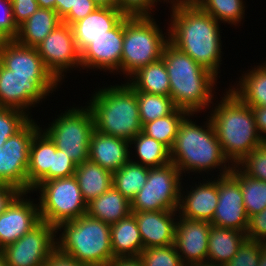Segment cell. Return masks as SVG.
Listing matches in <instances>:
<instances>
[{
  "label": "cell",
  "mask_w": 266,
  "mask_h": 266,
  "mask_svg": "<svg viewBox=\"0 0 266 266\" xmlns=\"http://www.w3.org/2000/svg\"><path fill=\"white\" fill-rule=\"evenodd\" d=\"M170 10L169 41L219 77L223 53L221 24L195 3Z\"/></svg>",
  "instance_id": "1"
},
{
  "label": "cell",
  "mask_w": 266,
  "mask_h": 266,
  "mask_svg": "<svg viewBox=\"0 0 266 266\" xmlns=\"http://www.w3.org/2000/svg\"><path fill=\"white\" fill-rule=\"evenodd\" d=\"M194 114H188L181 122L176 139L170 150L171 162L183 173L204 174L216 168L217 176H223L233 168L222 151L214 127L207 117L201 126L190 119ZM195 172V173H194ZM201 172V173H200ZM203 172V173H202ZM219 174V175H218Z\"/></svg>",
  "instance_id": "2"
},
{
  "label": "cell",
  "mask_w": 266,
  "mask_h": 266,
  "mask_svg": "<svg viewBox=\"0 0 266 266\" xmlns=\"http://www.w3.org/2000/svg\"><path fill=\"white\" fill-rule=\"evenodd\" d=\"M162 58L170 81V97L177 109L199 113L213 104L217 76L179 50L170 41ZM211 103V104H210Z\"/></svg>",
  "instance_id": "3"
},
{
  "label": "cell",
  "mask_w": 266,
  "mask_h": 266,
  "mask_svg": "<svg viewBox=\"0 0 266 266\" xmlns=\"http://www.w3.org/2000/svg\"><path fill=\"white\" fill-rule=\"evenodd\" d=\"M225 94L208 117L224 155L234 166L265 141L256 127L252 107L229 89Z\"/></svg>",
  "instance_id": "4"
},
{
  "label": "cell",
  "mask_w": 266,
  "mask_h": 266,
  "mask_svg": "<svg viewBox=\"0 0 266 266\" xmlns=\"http://www.w3.org/2000/svg\"><path fill=\"white\" fill-rule=\"evenodd\" d=\"M101 88L86 105L95 130L130 142L142 131L136 91L127 82Z\"/></svg>",
  "instance_id": "5"
},
{
  "label": "cell",
  "mask_w": 266,
  "mask_h": 266,
  "mask_svg": "<svg viewBox=\"0 0 266 266\" xmlns=\"http://www.w3.org/2000/svg\"><path fill=\"white\" fill-rule=\"evenodd\" d=\"M56 234V249L79 263L108 266L114 258L110 225L87 214L60 223Z\"/></svg>",
  "instance_id": "6"
},
{
  "label": "cell",
  "mask_w": 266,
  "mask_h": 266,
  "mask_svg": "<svg viewBox=\"0 0 266 266\" xmlns=\"http://www.w3.org/2000/svg\"><path fill=\"white\" fill-rule=\"evenodd\" d=\"M154 16H126L121 55V72L129 78L138 69L162 58L169 42V26L166 33L160 29ZM165 35V36H164Z\"/></svg>",
  "instance_id": "7"
},
{
  "label": "cell",
  "mask_w": 266,
  "mask_h": 266,
  "mask_svg": "<svg viewBox=\"0 0 266 266\" xmlns=\"http://www.w3.org/2000/svg\"><path fill=\"white\" fill-rule=\"evenodd\" d=\"M34 191L40 195L38 207L43 222L57 227L86 215L87 203L74 175L41 182L31 190Z\"/></svg>",
  "instance_id": "8"
},
{
  "label": "cell",
  "mask_w": 266,
  "mask_h": 266,
  "mask_svg": "<svg viewBox=\"0 0 266 266\" xmlns=\"http://www.w3.org/2000/svg\"><path fill=\"white\" fill-rule=\"evenodd\" d=\"M68 108L48 124L43 131L54 142L56 148L71 158L77 165L89 160V144L94 120L87 106Z\"/></svg>",
  "instance_id": "9"
},
{
  "label": "cell",
  "mask_w": 266,
  "mask_h": 266,
  "mask_svg": "<svg viewBox=\"0 0 266 266\" xmlns=\"http://www.w3.org/2000/svg\"><path fill=\"white\" fill-rule=\"evenodd\" d=\"M182 177L172 162L149 168L145 186L131 201V211H178Z\"/></svg>",
  "instance_id": "10"
},
{
  "label": "cell",
  "mask_w": 266,
  "mask_h": 266,
  "mask_svg": "<svg viewBox=\"0 0 266 266\" xmlns=\"http://www.w3.org/2000/svg\"><path fill=\"white\" fill-rule=\"evenodd\" d=\"M59 84L54 77L16 76L0 63V107L23 111L32 118L30 107L42 103Z\"/></svg>",
  "instance_id": "11"
},
{
  "label": "cell",
  "mask_w": 266,
  "mask_h": 266,
  "mask_svg": "<svg viewBox=\"0 0 266 266\" xmlns=\"http://www.w3.org/2000/svg\"><path fill=\"white\" fill-rule=\"evenodd\" d=\"M41 129L31 119L19 132L9 137L0 149V183L10 184L27 192V167L30 145Z\"/></svg>",
  "instance_id": "12"
},
{
  "label": "cell",
  "mask_w": 266,
  "mask_h": 266,
  "mask_svg": "<svg viewBox=\"0 0 266 266\" xmlns=\"http://www.w3.org/2000/svg\"><path fill=\"white\" fill-rule=\"evenodd\" d=\"M46 69L60 83L68 71L81 69V54L77 49L72 27L59 24L35 47Z\"/></svg>",
  "instance_id": "13"
},
{
  "label": "cell",
  "mask_w": 266,
  "mask_h": 266,
  "mask_svg": "<svg viewBox=\"0 0 266 266\" xmlns=\"http://www.w3.org/2000/svg\"><path fill=\"white\" fill-rule=\"evenodd\" d=\"M56 227L41 221L30 232L4 247L1 255L9 266H44L56 250Z\"/></svg>",
  "instance_id": "14"
},
{
  "label": "cell",
  "mask_w": 266,
  "mask_h": 266,
  "mask_svg": "<svg viewBox=\"0 0 266 266\" xmlns=\"http://www.w3.org/2000/svg\"><path fill=\"white\" fill-rule=\"evenodd\" d=\"M218 193V205L210 223L246 233L248 216L239 181L231 173L218 176Z\"/></svg>",
  "instance_id": "15"
},
{
  "label": "cell",
  "mask_w": 266,
  "mask_h": 266,
  "mask_svg": "<svg viewBox=\"0 0 266 266\" xmlns=\"http://www.w3.org/2000/svg\"><path fill=\"white\" fill-rule=\"evenodd\" d=\"M174 247L185 266L207 263L208 237L211 223L192 220L178 214Z\"/></svg>",
  "instance_id": "16"
},
{
  "label": "cell",
  "mask_w": 266,
  "mask_h": 266,
  "mask_svg": "<svg viewBox=\"0 0 266 266\" xmlns=\"http://www.w3.org/2000/svg\"><path fill=\"white\" fill-rule=\"evenodd\" d=\"M123 38L124 19L114 29L107 31V34L93 40L81 53L82 69L121 73Z\"/></svg>",
  "instance_id": "17"
},
{
  "label": "cell",
  "mask_w": 266,
  "mask_h": 266,
  "mask_svg": "<svg viewBox=\"0 0 266 266\" xmlns=\"http://www.w3.org/2000/svg\"><path fill=\"white\" fill-rule=\"evenodd\" d=\"M28 192H21L0 214V240L5 247L30 232L40 222L38 203L27 197Z\"/></svg>",
  "instance_id": "18"
},
{
  "label": "cell",
  "mask_w": 266,
  "mask_h": 266,
  "mask_svg": "<svg viewBox=\"0 0 266 266\" xmlns=\"http://www.w3.org/2000/svg\"><path fill=\"white\" fill-rule=\"evenodd\" d=\"M203 180L202 183H195V187L192 186L190 191L186 189V193L181 186L178 214L192 220L211 222L219 200L218 176L214 180Z\"/></svg>",
  "instance_id": "19"
},
{
  "label": "cell",
  "mask_w": 266,
  "mask_h": 266,
  "mask_svg": "<svg viewBox=\"0 0 266 266\" xmlns=\"http://www.w3.org/2000/svg\"><path fill=\"white\" fill-rule=\"evenodd\" d=\"M132 214L137 220L144 249L174 244L177 211L160 210Z\"/></svg>",
  "instance_id": "20"
},
{
  "label": "cell",
  "mask_w": 266,
  "mask_h": 266,
  "mask_svg": "<svg viewBox=\"0 0 266 266\" xmlns=\"http://www.w3.org/2000/svg\"><path fill=\"white\" fill-rule=\"evenodd\" d=\"M125 17L118 8L98 7L85 18L73 23L71 27L80 54L93 40L114 29Z\"/></svg>",
  "instance_id": "21"
},
{
  "label": "cell",
  "mask_w": 266,
  "mask_h": 266,
  "mask_svg": "<svg viewBox=\"0 0 266 266\" xmlns=\"http://www.w3.org/2000/svg\"><path fill=\"white\" fill-rule=\"evenodd\" d=\"M129 147L127 140L94 130L89 144V160L113 173L130 160L133 151Z\"/></svg>",
  "instance_id": "22"
},
{
  "label": "cell",
  "mask_w": 266,
  "mask_h": 266,
  "mask_svg": "<svg viewBox=\"0 0 266 266\" xmlns=\"http://www.w3.org/2000/svg\"><path fill=\"white\" fill-rule=\"evenodd\" d=\"M0 63L20 77H53L35 47L9 40L0 53Z\"/></svg>",
  "instance_id": "23"
},
{
  "label": "cell",
  "mask_w": 266,
  "mask_h": 266,
  "mask_svg": "<svg viewBox=\"0 0 266 266\" xmlns=\"http://www.w3.org/2000/svg\"><path fill=\"white\" fill-rule=\"evenodd\" d=\"M41 129L34 135L29 152L27 167V192L41 182L49 180V169H53V153L56 146L50 137Z\"/></svg>",
  "instance_id": "24"
},
{
  "label": "cell",
  "mask_w": 266,
  "mask_h": 266,
  "mask_svg": "<svg viewBox=\"0 0 266 266\" xmlns=\"http://www.w3.org/2000/svg\"><path fill=\"white\" fill-rule=\"evenodd\" d=\"M247 239L246 233L211 225L208 237L207 263L226 265Z\"/></svg>",
  "instance_id": "25"
},
{
  "label": "cell",
  "mask_w": 266,
  "mask_h": 266,
  "mask_svg": "<svg viewBox=\"0 0 266 266\" xmlns=\"http://www.w3.org/2000/svg\"><path fill=\"white\" fill-rule=\"evenodd\" d=\"M61 23L62 20L55 10L38 8L18 26L15 41L24 46L36 47Z\"/></svg>",
  "instance_id": "26"
},
{
  "label": "cell",
  "mask_w": 266,
  "mask_h": 266,
  "mask_svg": "<svg viewBox=\"0 0 266 266\" xmlns=\"http://www.w3.org/2000/svg\"><path fill=\"white\" fill-rule=\"evenodd\" d=\"M131 213V202L113 186L87 203L86 214L109 225L126 218Z\"/></svg>",
  "instance_id": "27"
},
{
  "label": "cell",
  "mask_w": 266,
  "mask_h": 266,
  "mask_svg": "<svg viewBox=\"0 0 266 266\" xmlns=\"http://www.w3.org/2000/svg\"><path fill=\"white\" fill-rule=\"evenodd\" d=\"M110 229L114 257H139L144 248L137 220L132 213L110 225Z\"/></svg>",
  "instance_id": "28"
},
{
  "label": "cell",
  "mask_w": 266,
  "mask_h": 266,
  "mask_svg": "<svg viewBox=\"0 0 266 266\" xmlns=\"http://www.w3.org/2000/svg\"><path fill=\"white\" fill-rule=\"evenodd\" d=\"M229 89L250 107H266V62L247 70Z\"/></svg>",
  "instance_id": "29"
},
{
  "label": "cell",
  "mask_w": 266,
  "mask_h": 266,
  "mask_svg": "<svg viewBox=\"0 0 266 266\" xmlns=\"http://www.w3.org/2000/svg\"><path fill=\"white\" fill-rule=\"evenodd\" d=\"M74 176L86 203L113 186V173L90 160L78 164Z\"/></svg>",
  "instance_id": "30"
},
{
  "label": "cell",
  "mask_w": 266,
  "mask_h": 266,
  "mask_svg": "<svg viewBox=\"0 0 266 266\" xmlns=\"http://www.w3.org/2000/svg\"><path fill=\"white\" fill-rule=\"evenodd\" d=\"M127 83L135 91L170 96V81L163 58L138 69Z\"/></svg>",
  "instance_id": "31"
},
{
  "label": "cell",
  "mask_w": 266,
  "mask_h": 266,
  "mask_svg": "<svg viewBox=\"0 0 266 266\" xmlns=\"http://www.w3.org/2000/svg\"><path fill=\"white\" fill-rule=\"evenodd\" d=\"M129 144L130 148L133 144L135 149V155L132 154V156H130V160L134 163L154 168L164 166L171 162L170 150L164 144L147 136L142 131L135 136ZM133 157L136 160H134Z\"/></svg>",
  "instance_id": "32"
},
{
  "label": "cell",
  "mask_w": 266,
  "mask_h": 266,
  "mask_svg": "<svg viewBox=\"0 0 266 266\" xmlns=\"http://www.w3.org/2000/svg\"><path fill=\"white\" fill-rule=\"evenodd\" d=\"M149 167L129 160L118 171L113 172L112 185L130 202L147 182Z\"/></svg>",
  "instance_id": "33"
},
{
  "label": "cell",
  "mask_w": 266,
  "mask_h": 266,
  "mask_svg": "<svg viewBox=\"0 0 266 266\" xmlns=\"http://www.w3.org/2000/svg\"><path fill=\"white\" fill-rule=\"evenodd\" d=\"M230 173L240 183L248 218L264 210L266 208V182L249 177L237 165L233 166Z\"/></svg>",
  "instance_id": "34"
},
{
  "label": "cell",
  "mask_w": 266,
  "mask_h": 266,
  "mask_svg": "<svg viewBox=\"0 0 266 266\" xmlns=\"http://www.w3.org/2000/svg\"><path fill=\"white\" fill-rule=\"evenodd\" d=\"M187 111L175 109L171 114L147 122L142 126V132L147 136L164 144L169 150L172 149L179 126L188 115Z\"/></svg>",
  "instance_id": "35"
},
{
  "label": "cell",
  "mask_w": 266,
  "mask_h": 266,
  "mask_svg": "<svg viewBox=\"0 0 266 266\" xmlns=\"http://www.w3.org/2000/svg\"><path fill=\"white\" fill-rule=\"evenodd\" d=\"M194 3L219 23L238 26L245 19L246 6L243 0H195Z\"/></svg>",
  "instance_id": "36"
},
{
  "label": "cell",
  "mask_w": 266,
  "mask_h": 266,
  "mask_svg": "<svg viewBox=\"0 0 266 266\" xmlns=\"http://www.w3.org/2000/svg\"><path fill=\"white\" fill-rule=\"evenodd\" d=\"M141 125L171 114L176 106L170 96L136 91Z\"/></svg>",
  "instance_id": "37"
},
{
  "label": "cell",
  "mask_w": 266,
  "mask_h": 266,
  "mask_svg": "<svg viewBox=\"0 0 266 266\" xmlns=\"http://www.w3.org/2000/svg\"><path fill=\"white\" fill-rule=\"evenodd\" d=\"M139 258L144 266H185L173 244L143 249Z\"/></svg>",
  "instance_id": "38"
},
{
  "label": "cell",
  "mask_w": 266,
  "mask_h": 266,
  "mask_svg": "<svg viewBox=\"0 0 266 266\" xmlns=\"http://www.w3.org/2000/svg\"><path fill=\"white\" fill-rule=\"evenodd\" d=\"M31 119L23 111L0 107V149L9 137L19 132Z\"/></svg>",
  "instance_id": "39"
},
{
  "label": "cell",
  "mask_w": 266,
  "mask_h": 266,
  "mask_svg": "<svg viewBox=\"0 0 266 266\" xmlns=\"http://www.w3.org/2000/svg\"><path fill=\"white\" fill-rule=\"evenodd\" d=\"M237 166L249 177L266 182V141L253 149Z\"/></svg>",
  "instance_id": "40"
},
{
  "label": "cell",
  "mask_w": 266,
  "mask_h": 266,
  "mask_svg": "<svg viewBox=\"0 0 266 266\" xmlns=\"http://www.w3.org/2000/svg\"><path fill=\"white\" fill-rule=\"evenodd\" d=\"M264 244L246 239L234 257L224 266H258Z\"/></svg>",
  "instance_id": "41"
},
{
  "label": "cell",
  "mask_w": 266,
  "mask_h": 266,
  "mask_svg": "<svg viewBox=\"0 0 266 266\" xmlns=\"http://www.w3.org/2000/svg\"><path fill=\"white\" fill-rule=\"evenodd\" d=\"M76 168L77 164L62 150L56 148V152L53 153V169H49V180L73 176Z\"/></svg>",
  "instance_id": "42"
},
{
  "label": "cell",
  "mask_w": 266,
  "mask_h": 266,
  "mask_svg": "<svg viewBox=\"0 0 266 266\" xmlns=\"http://www.w3.org/2000/svg\"><path fill=\"white\" fill-rule=\"evenodd\" d=\"M157 3L154 0H117L118 9L126 16L151 15Z\"/></svg>",
  "instance_id": "43"
},
{
  "label": "cell",
  "mask_w": 266,
  "mask_h": 266,
  "mask_svg": "<svg viewBox=\"0 0 266 266\" xmlns=\"http://www.w3.org/2000/svg\"><path fill=\"white\" fill-rule=\"evenodd\" d=\"M0 34L8 41L15 40L18 26L14 22L10 0H0Z\"/></svg>",
  "instance_id": "44"
},
{
  "label": "cell",
  "mask_w": 266,
  "mask_h": 266,
  "mask_svg": "<svg viewBox=\"0 0 266 266\" xmlns=\"http://www.w3.org/2000/svg\"><path fill=\"white\" fill-rule=\"evenodd\" d=\"M247 239L266 244V208L248 218Z\"/></svg>",
  "instance_id": "45"
},
{
  "label": "cell",
  "mask_w": 266,
  "mask_h": 266,
  "mask_svg": "<svg viewBox=\"0 0 266 266\" xmlns=\"http://www.w3.org/2000/svg\"><path fill=\"white\" fill-rule=\"evenodd\" d=\"M14 22L19 26L39 8L36 0H10Z\"/></svg>",
  "instance_id": "46"
},
{
  "label": "cell",
  "mask_w": 266,
  "mask_h": 266,
  "mask_svg": "<svg viewBox=\"0 0 266 266\" xmlns=\"http://www.w3.org/2000/svg\"><path fill=\"white\" fill-rule=\"evenodd\" d=\"M98 6L93 0H76L74 9H71L61 20L63 23L72 25L80 19L85 18Z\"/></svg>",
  "instance_id": "47"
},
{
  "label": "cell",
  "mask_w": 266,
  "mask_h": 266,
  "mask_svg": "<svg viewBox=\"0 0 266 266\" xmlns=\"http://www.w3.org/2000/svg\"><path fill=\"white\" fill-rule=\"evenodd\" d=\"M21 192L13 185L0 183V214L7 209Z\"/></svg>",
  "instance_id": "48"
},
{
  "label": "cell",
  "mask_w": 266,
  "mask_h": 266,
  "mask_svg": "<svg viewBox=\"0 0 266 266\" xmlns=\"http://www.w3.org/2000/svg\"><path fill=\"white\" fill-rule=\"evenodd\" d=\"M44 266H90L79 263L74 258L63 254L57 249L48 257Z\"/></svg>",
  "instance_id": "49"
},
{
  "label": "cell",
  "mask_w": 266,
  "mask_h": 266,
  "mask_svg": "<svg viewBox=\"0 0 266 266\" xmlns=\"http://www.w3.org/2000/svg\"><path fill=\"white\" fill-rule=\"evenodd\" d=\"M252 110L258 132L266 141V107H252Z\"/></svg>",
  "instance_id": "50"
},
{
  "label": "cell",
  "mask_w": 266,
  "mask_h": 266,
  "mask_svg": "<svg viewBox=\"0 0 266 266\" xmlns=\"http://www.w3.org/2000/svg\"><path fill=\"white\" fill-rule=\"evenodd\" d=\"M108 266H144L139 257H114Z\"/></svg>",
  "instance_id": "51"
},
{
  "label": "cell",
  "mask_w": 266,
  "mask_h": 266,
  "mask_svg": "<svg viewBox=\"0 0 266 266\" xmlns=\"http://www.w3.org/2000/svg\"><path fill=\"white\" fill-rule=\"evenodd\" d=\"M76 0H59V17L62 19L71 9Z\"/></svg>",
  "instance_id": "52"
},
{
  "label": "cell",
  "mask_w": 266,
  "mask_h": 266,
  "mask_svg": "<svg viewBox=\"0 0 266 266\" xmlns=\"http://www.w3.org/2000/svg\"><path fill=\"white\" fill-rule=\"evenodd\" d=\"M39 8L55 10L59 16V0H36Z\"/></svg>",
  "instance_id": "53"
},
{
  "label": "cell",
  "mask_w": 266,
  "mask_h": 266,
  "mask_svg": "<svg viewBox=\"0 0 266 266\" xmlns=\"http://www.w3.org/2000/svg\"><path fill=\"white\" fill-rule=\"evenodd\" d=\"M156 3L158 2H162L163 1V4L166 2V3H169L171 4L170 5V8H176V7H181V6H187V5H191V4H194L195 0H154Z\"/></svg>",
  "instance_id": "54"
},
{
  "label": "cell",
  "mask_w": 266,
  "mask_h": 266,
  "mask_svg": "<svg viewBox=\"0 0 266 266\" xmlns=\"http://www.w3.org/2000/svg\"><path fill=\"white\" fill-rule=\"evenodd\" d=\"M98 7L118 8L117 0H93Z\"/></svg>",
  "instance_id": "55"
},
{
  "label": "cell",
  "mask_w": 266,
  "mask_h": 266,
  "mask_svg": "<svg viewBox=\"0 0 266 266\" xmlns=\"http://www.w3.org/2000/svg\"><path fill=\"white\" fill-rule=\"evenodd\" d=\"M258 266H266V244L263 245Z\"/></svg>",
  "instance_id": "56"
},
{
  "label": "cell",
  "mask_w": 266,
  "mask_h": 266,
  "mask_svg": "<svg viewBox=\"0 0 266 266\" xmlns=\"http://www.w3.org/2000/svg\"><path fill=\"white\" fill-rule=\"evenodd\" d=\"M7 41H8V40H7L3 35L0 34V53H1V51H2V49H3V47H4V45H5V43H6Z\"/></svg>",
  "instance_id": "57"
},
{
  "label": "cell",
  "mask_w": 266,
  "mask_h": 266,
  "mask_svg": "<svg viewBox=\"0 0 266 266\" xmlns=\"http://www.w3.org/2000/svg\"><path fill=\"white\" fill-rule=\"evenodd\" d=\"M0 266H9L4 260L3 256L0 254Z\"/></svg>",
  "instance_id": "58"
},
{
  "label": "cell",
  "mask_w": 266,
  "mask_h": 266,
  "mask_svg": "<svg viewBox=\"0 0 266 266\" xmlns=\"http://www.w3.org/2000/svg\"><path fill=\"white\" fill-rule=\"evenodd\" d=\"M191 266H219V265H213V264H208V263H204V264H194Z\"/></svg>",
  "instance_id": "59"
},
{
  "label": "cell",
  "mask_w": 266,
  "mask_h": 266,
  "mask_svg": "<svg viewBox=\"0 0 266 266\" xmlns=\"http://www.w3.org/2000/svg\"><path fill=\"white\" fill-rule=\"evenodd\" d=\"M4 247L2 246L1 240H0V254L2 253Z\"/></svg>",
  "instance_id": "60"
}]
</instances>
